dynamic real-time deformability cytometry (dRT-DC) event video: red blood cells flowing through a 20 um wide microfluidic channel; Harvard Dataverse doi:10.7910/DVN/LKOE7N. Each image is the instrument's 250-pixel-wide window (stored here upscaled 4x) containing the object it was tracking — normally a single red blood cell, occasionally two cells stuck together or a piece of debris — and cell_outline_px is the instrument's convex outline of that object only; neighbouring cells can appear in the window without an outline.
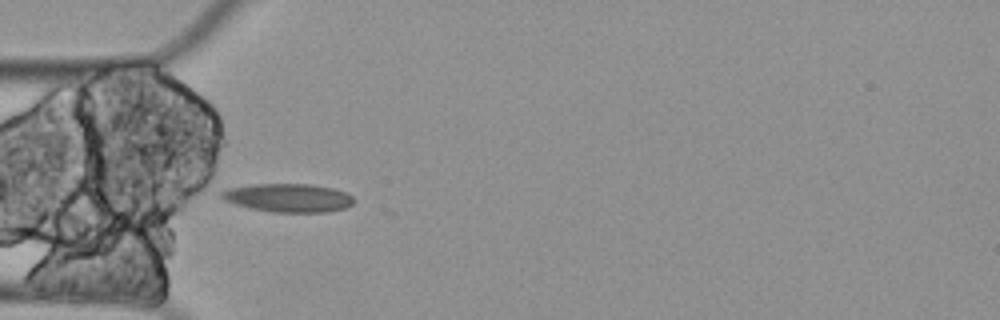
{"species": "Egyptian fruit bat (a non-hibernating species)", "species_latin": "Rousettus aegyptiacus", "temperature_condition": "cold", "stored_images_in_passage": 13, "camera_frame_rate_fps": 3000, "um_per_image_px": 0.085, "animal": {"sex": "female"}, "frame": {"image": 1, "passage_image": 3, "time_ms": 0.667, "image_size_px": [1000, 320], "cell_outline_px": [[356, 200], [352, 204], [344, 208], [328, 212], [272, 212], [252, 208], [236, 204], [224, 200], [220, 196], [220, 192], [228, 188], [252, 184], [308, 184], [332, 188], [344, 192], [352, 196]], "centroid_in_image_um": [24.5, 16.81], "position_along_channel_um": 60.5, "area_um2": 21.85}}
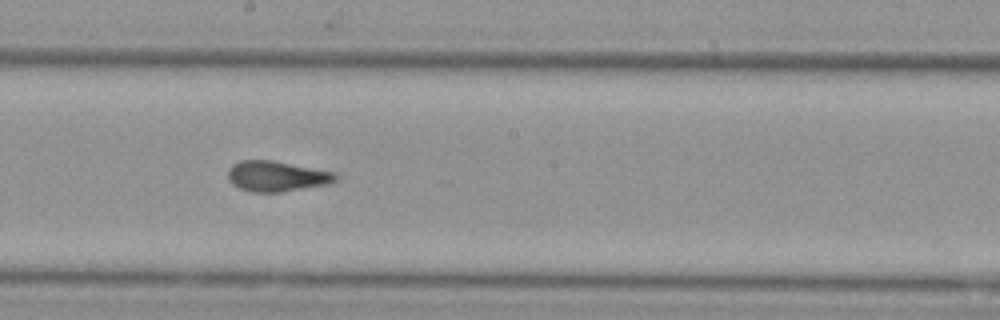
{"frame": {"image": 2, "passage_image": 7, "time_ms": 2.0, "image_size_px": [1000, 320], "cell_outline_px": [[340, 176], [336, 180], [328, 184], [280, 192], [252, 192], [240, 188], [232, 184], [228, 176], [228, 168], [232, 164], [240, 160], [272, 160], [336, 172]], "centroid_in_image_um": [23.53, 14.97], "position_along_channel_um": 224.7, "area_um2": 19.19}}
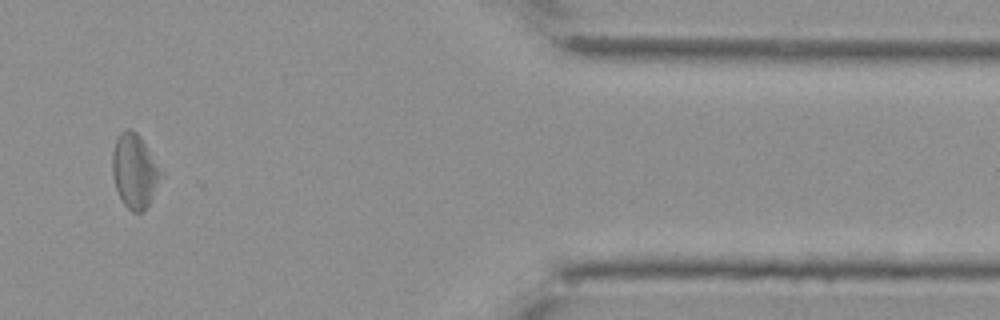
{"frame": {"image": 3, "passage_image": 12, "time_ms": 3.667, "image_size_px": [1000, 320], "cell_outline_px": [[156, 180], [152, 196], [144, 212], [132, 212], [124, 204], [116, 188], [112, 172], [112, 152], [116, 140], [120, 132], [128, 128], [132, 128], [140, 136], [156, 168]], "centroid_in_image_um": [11.32, 14.52], "position_along_channel_um": 400.1, "area_um2": 19.59}}